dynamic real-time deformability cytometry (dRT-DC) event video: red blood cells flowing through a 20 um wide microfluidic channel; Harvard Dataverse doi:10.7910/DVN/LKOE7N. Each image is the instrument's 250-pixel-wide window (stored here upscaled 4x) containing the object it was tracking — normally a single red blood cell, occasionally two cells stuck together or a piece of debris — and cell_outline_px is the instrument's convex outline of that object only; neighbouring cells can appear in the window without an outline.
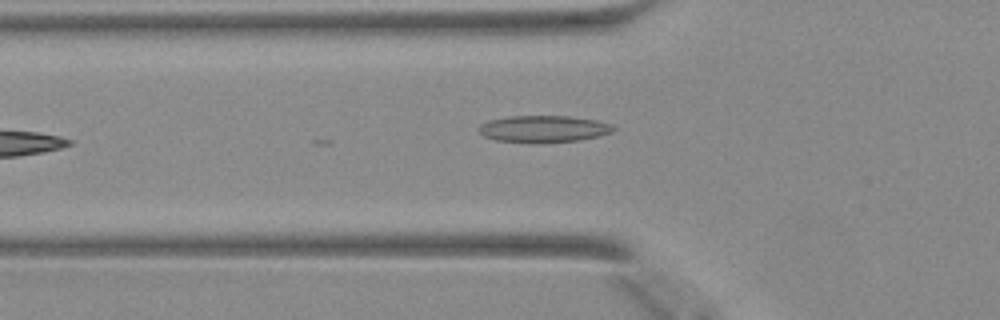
{"species": "Egyptian fruit bat (a non-hibernating species)", "species_latin": "Rousettus aegyptiacus", "temperature_condition": "warm", "stored_images_in_passage": 19, "camera_frame_rate_fps": 3000, "um_per_image_px": 0.085, "animal": {"sex": "female"}, "frame": {"image": 1, "passage_image": 5, "time_ms": 1.333, "image_size_px": [1000, 320], "cell_outline_px": [[616, 128], [612, 132], [596, 136], [576, 140], [528, 144], [496, 140], [484, 136], [476, 128], [480, 124], [488, 120], [508, 116], [568, 116], [596, 120], [612, 124]], "centroid_in_image_um": [46.14, 10.96], "position_along_channel_um": 79.7, "area_um2": 21.21}}
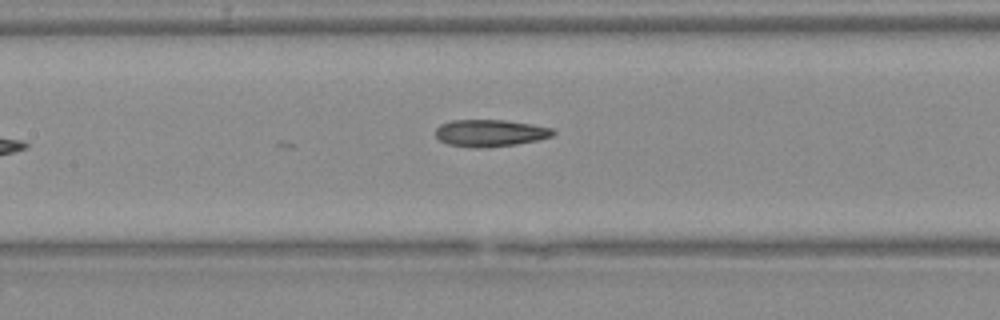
{"frame": {"image": 2, "passage_image": 11, "time_ms": 3.333, "image_size_px": [1000, 320], "cell_outline_px": [[556, 132], [552, 136], [536, 140], [512, 144], [448, 144], [440, 140], [436, 136], [436, 128], [440, 124], [452, 120], [508, 120], [532, 124], [552, 128]], "centroid_in_image_um": [41.7, 11.23], "position_along_channel_um": 165.7, "area_um2": 17.34}}
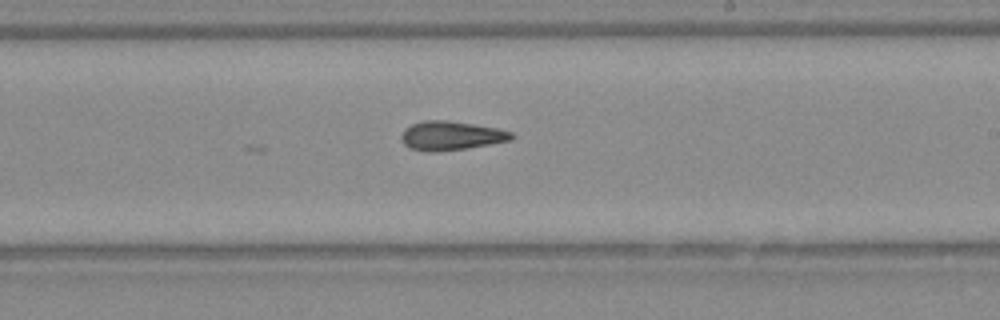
{"frame": {"image": 3, "passage_image": 17, "time_ms": 5.333, "image_size_px": [1000, 320], "cell_outline_px": [[516, 136], [508, 140], [468, 148], [428, 152], [408, 148], [404, 144], [400, 136], [404, 128], [420, 120], [448, 120], [496, 128], [512, 132]], "centroid_in_image_um": [38.28, 11.52], "position_along_channel_um": 250.7, "area_um2": 18.55}}